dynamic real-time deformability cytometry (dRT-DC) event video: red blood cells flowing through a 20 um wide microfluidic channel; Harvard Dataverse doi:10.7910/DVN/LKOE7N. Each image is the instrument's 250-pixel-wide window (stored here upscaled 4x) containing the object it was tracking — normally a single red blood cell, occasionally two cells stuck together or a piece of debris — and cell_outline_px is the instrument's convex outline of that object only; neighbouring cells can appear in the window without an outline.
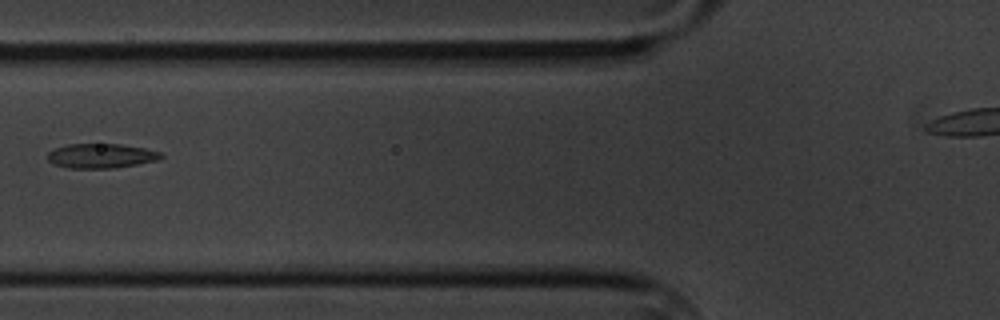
{"species": "common noctule bat (a hibernating species)", "species_latin": "Nyctalus noctula", "temperature_condition": "cold", "stored_images_in_passage": 5, "camera_frame_rate_fps": 3000, "um_per_image_px": 0.085, "animal": {"sex": "male", "body_mass_g": 20.1, "forearm_length_mm": 53.5}, "frame": {"image": 1, "passage_image": 3, "time_ms": 2.667, "image_size_px": [1000, 320], "cell_outline_px": [[164, 156], [160, 160], [116, 168], [68, 168], [52, 164], [48, 160], [48, 152], [56, 148], [68, 144], [120, 144], [144, 148], [160, 152]], "centroid_in_image_um": [8.61, 13.25], "position_along_channel_um": 117.2, "area_um2": 16.3}}
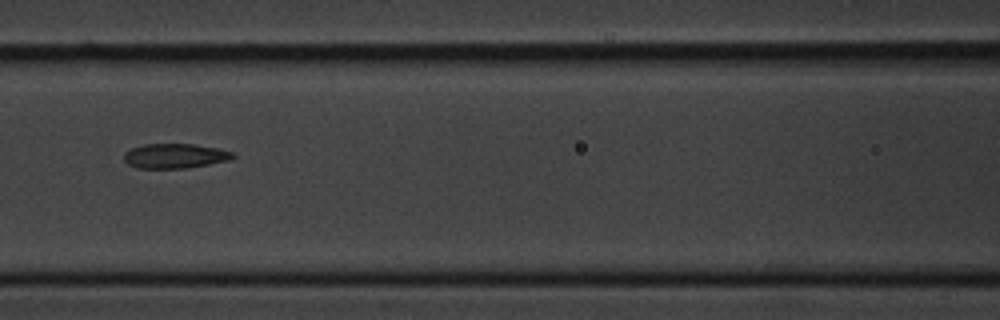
{"frame": {"image": 2, "passage_image": 4, "time_ms": 3.667, "image_size_px": [1000, 320], "cell_outline_px": [[236, 156], [232, 160], [188, 168], [136, 168], [128, 164], [124, 160], [124, 152], [132, 148], [144, 144], [192, 144], [216, 148], [232, 152]], "centroid_in_image_um": [14.87, 13.26], "position_along_channel_um": 151.7, "area_um2": 15.72}}
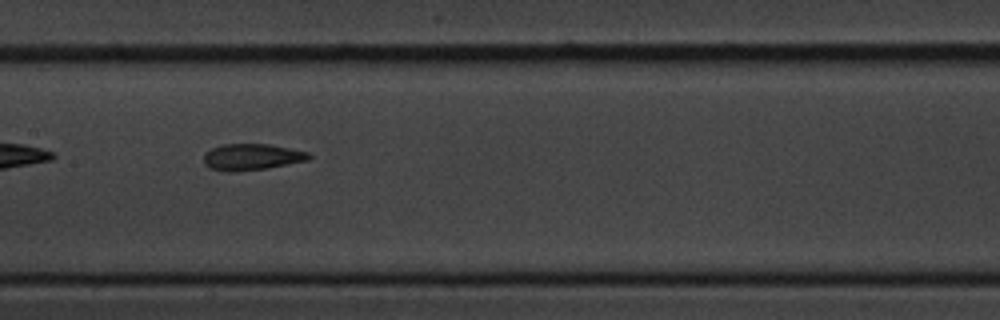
{"frame": {"image": 3, "passage_image": 5, "time_ms": 4.667, "image_size_px": [1000, 320], "cell_outline_px": [[312, 156], [308, 160], [268, 168], [232, 172], [228, 172], [208, 168], [204, 164], [204, 152], [212, 148], [224, 144], [268, 144], [308, 152]], "centroid_in_image_um": [21.36, 13.35], "position_along_channel_um": 186.0, "area_um2": 16.18}}